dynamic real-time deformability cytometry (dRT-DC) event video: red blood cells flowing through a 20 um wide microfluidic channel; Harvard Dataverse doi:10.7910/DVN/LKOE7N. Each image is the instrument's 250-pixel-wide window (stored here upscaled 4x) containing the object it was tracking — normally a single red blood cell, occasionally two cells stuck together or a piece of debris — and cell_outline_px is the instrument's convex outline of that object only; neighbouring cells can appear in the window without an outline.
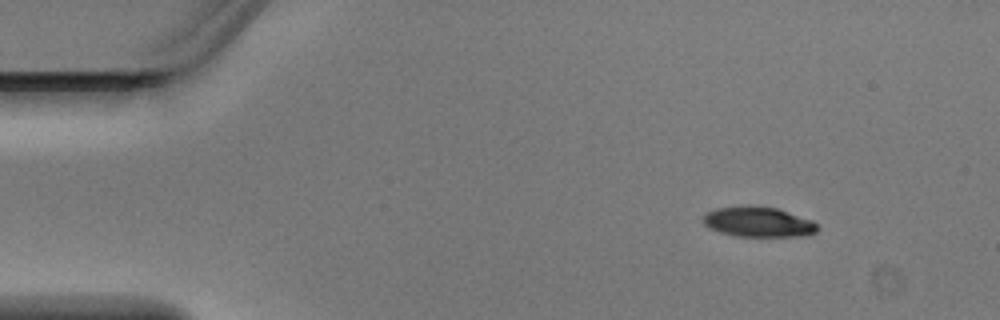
{"species": "Egyptian fruit bat (a non-hibernating species)", "species_latin": "Rousettus aegyptiacus", "temperature_condition": "warm", "stored_images_in_passage": 3, "camera_frame_rate_fps": 3000, "um_per_image_px": 0.085, "animal": {"sex": "male"}, "frame": {"image": 1, "passage_image": 1, "time_ms": 0.0, "image_size_px": [1000, 320], "cell_outline_px": [[820, 228], [816, 232], [804, 236], [736, 236], [720, 232], [708, 228], [704, 224], [704, 216], [708, 212], [716, 208], [748, 204], [776, 208], [812, 220]], "centroid_in_image_um": [64.45, 18.85], "position_along_channel_um": 20.5, "area_um2": 20.17}}
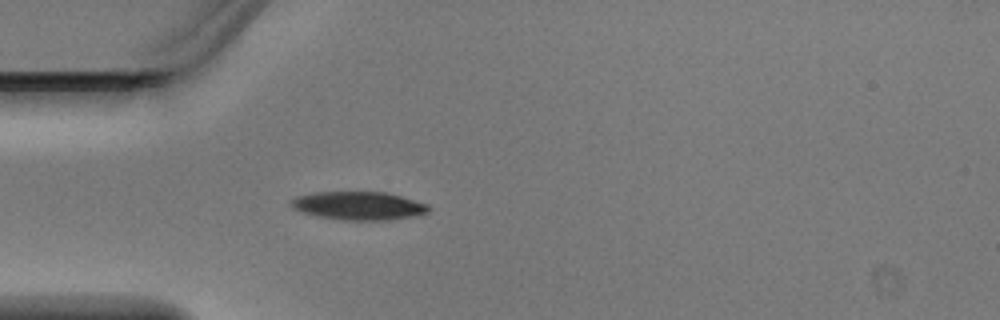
{"frame": {"image": 2, "passage_image": 3, "time_ms": 0.667, "image_size_px": [1000, 320], "cell_outline_px": [[432, 208], [428, 212], [420, 216], [388, 220], [344, 220], [316, 216], [292, 208], [292, 200], [296, 196], [316, 192], [388, 192], [428, 204]], "centroid_in_image_um": [30.56, 17.49], "position_along_channel_um": 54.4, "area_um2": 22.83}}